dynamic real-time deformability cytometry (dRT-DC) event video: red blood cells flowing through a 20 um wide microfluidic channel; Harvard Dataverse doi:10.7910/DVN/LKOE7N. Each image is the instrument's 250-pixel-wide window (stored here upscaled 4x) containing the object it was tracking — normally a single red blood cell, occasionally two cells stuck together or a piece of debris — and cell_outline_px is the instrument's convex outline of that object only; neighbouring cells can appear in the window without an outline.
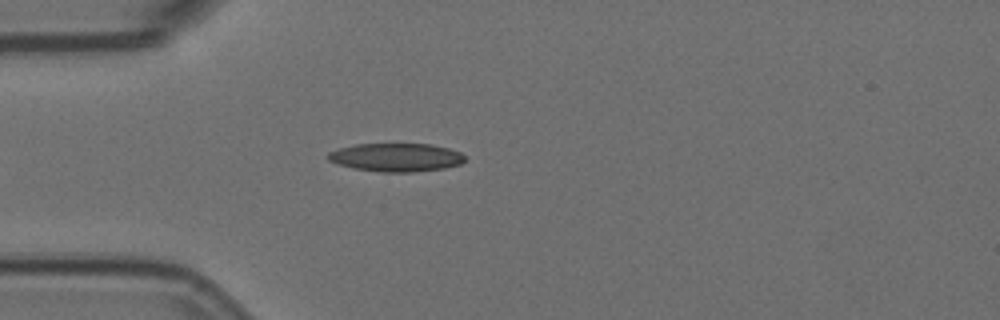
{"species": "Egyptian fruit bat (a non-hibernating species)", "species_latin": "Rousettus aegyptiacus", "temperature_condition": "room temperature", "stored_images_in_passage": 25, "camera_frame_rate_fps": 3000, "um_per_image_px": 0.085, "animal": {"sex": "female"}, "frame": {"image": 1, "passage_image": 7, "time_ms": 2.0, "image_size_px": [1000, 320], "cell_outline_px": [[464, 160], [460, 164], [444, 168], [412, 172], [380, 172], [356, 168], [336, 164], [328, 160], [328, 152], [340, 148], [356, 144], [432, 144], [448, 148], [460, 152], [464, 156]], "centroid_in_image_um": [33.66, 13.37], "position_along_channel_um": 51.3, "area_um2": 22.48}}
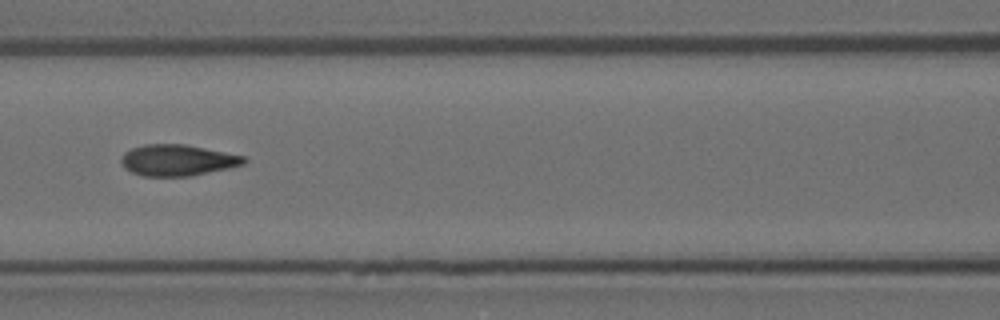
{"frame": {"image": 2, "passage_image": 16, "time_ms": 5.0, "image_size_px": [1000, 320], "cell_outline_px": [[248, 160], [244, 164], [228, 168], [188, 176], [144, 176], [132, 172], [124, 168], [120, 160], [124, 152], [132, 148], [144, 144], [184, 144], [244, 156]], "centroid_in_image_um": [15.06, 13.61], "position_along_channel_um": 151.5, "area_um2": 22.14}}
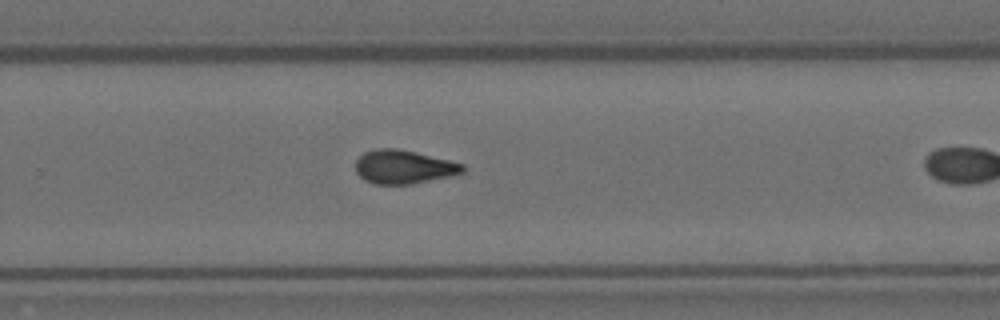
{"frame": {"image": 3, "passage_image": 24, "time_ms": 7.667, "image_size_px": [1000, 320], "cell_outline_px": [[464, 172], [456, 176], [412, 184], [372, 184], [364, 180], [356, 172], [356, 160], [364, 152], [376, 148], [396, 148], [416, 152], [464, 164]], "centroid_in_image_um": [34.33, 14.2], "position_along_channel_um": 295.5, "area_um2": 21.27}}